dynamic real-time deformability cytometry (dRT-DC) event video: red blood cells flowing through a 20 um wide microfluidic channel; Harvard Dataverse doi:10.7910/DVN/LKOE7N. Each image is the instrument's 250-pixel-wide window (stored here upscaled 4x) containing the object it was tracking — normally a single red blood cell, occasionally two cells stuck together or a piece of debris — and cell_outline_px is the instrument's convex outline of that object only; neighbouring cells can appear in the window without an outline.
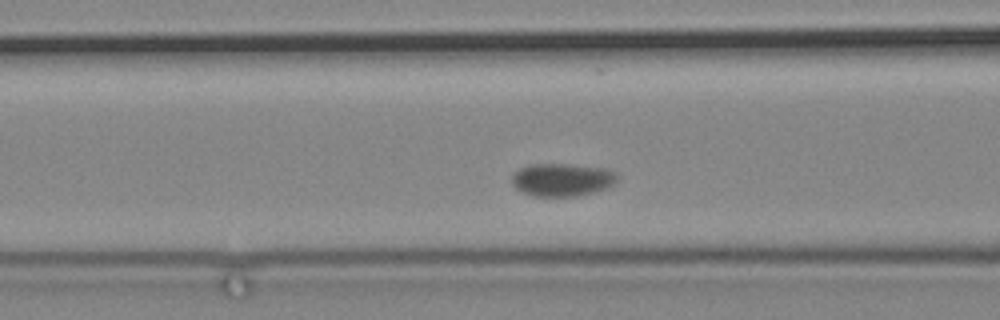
{"species": "common noctule bat (a hibernating species)", "species_latin": "Nyctalus noctula", "temperature_condition": "cold", "stored_images_in_passage": 63, "camera_frame_rate_fps": 3000, "um_per_image_px": 0.085, "animal": {"sex": "male", "body_mass_g": 19.2, "forearm_length_mm": 51.8}, "frame": {"image": 1, "passage_image": 21, "time_ms": 6.667, "image_size_px": [1000, 320], "cell_outline_px": [[616, 180], [608, 188], [596, 192], [576, 196], [532, 196], [516, 188], [512, 184], [512, 176], [520, 168], [528, 164], [568, 164], [604, 168], [616, 172]], "centroid_in_image_um": [47.78, 15.28], "position_along_channel_um": 118.8, "area_um2": 20.17}}
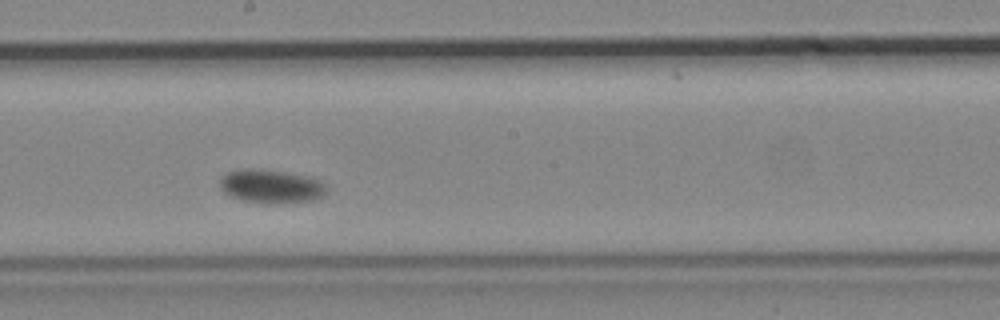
{"frame": {"image": 2, "passage_image": 32, "time_ms": 10.333, "image_size_px": [1000, 320], "cell_outline_px": [[328, 188], [324, 196], [312, 200], [276, 204], [264, 204], [244, 200], [232, 196], [224, 192], [220, 188], [220, 180], [228, 172], [244, 168], [248, 168], [284, 172], [308, 176], [320, 180], [328, 184]], "centroid_in_image_um": [23.1, 15.85], "position_along_channel_um": 225.1, "area_um2": 20.98}}
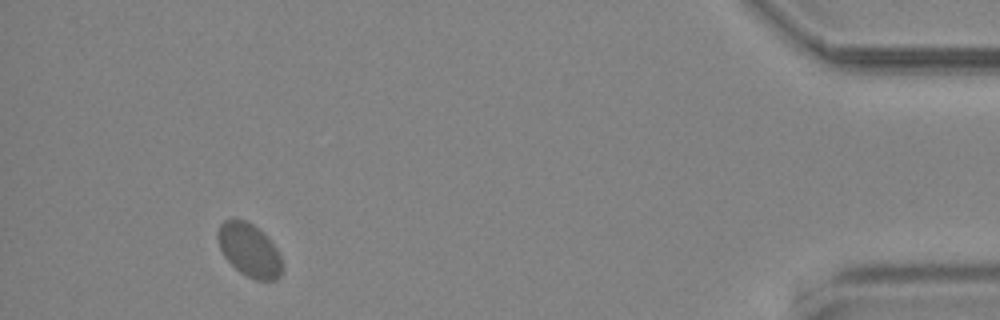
{"frame": {"image": 3, "passage_image": 58, "time_ms": 19.0, "image_size_px": [1000, 320], "cell_outline_px": [[280, 276], [276, 280], [256, 280], [240, 272], [224, 256], [220, 248], [216, 236], [216, 232], [220, 224], [224, 220], [244, 220], [252, 224], [264, 232], [276, 248], [280, 256]], "centroid_in_image_um": [21.16, 21.24], "position_along_channel_um": 414.0, "area_um2": 19.71}}